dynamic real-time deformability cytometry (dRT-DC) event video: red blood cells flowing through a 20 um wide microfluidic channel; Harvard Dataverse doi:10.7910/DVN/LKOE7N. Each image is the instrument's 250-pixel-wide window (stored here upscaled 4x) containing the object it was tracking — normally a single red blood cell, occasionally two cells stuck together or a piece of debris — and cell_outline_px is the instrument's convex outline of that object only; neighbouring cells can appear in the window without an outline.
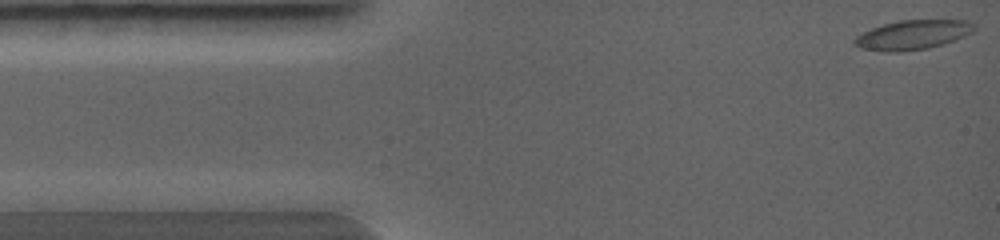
{"species": "common noctule bat (a hibernating species)", "species_latin": "Nyctalus noctula", "temperature_condition": "warm", "stored_images_in_passage": 30, "camera_frame_rate_fps": 5000, "um_per_image_px": 0.085, "animal": {"sex": "female", "body_mass_g": 19.0, "forearm_length_mm": 56.7}, "frame": {"image": 1, "passage_image": 1, "time_ms": 0.0, "image_size_px": [1000, 240], "cell_outline_px": [[976, 28], [972, 32], [964, 36], [944, 44], [928, 48], [900, 52], [884, 52], [860, 48], [852, 44], [852, 40], [856, 36], [872, 28], [884, 24], [900, 20], [968, 20], [976, 24]], "centroid_in_image_um": [77.58, 2.97], "position_along_channel_um": 7.4, "area_um2": 20.69}}
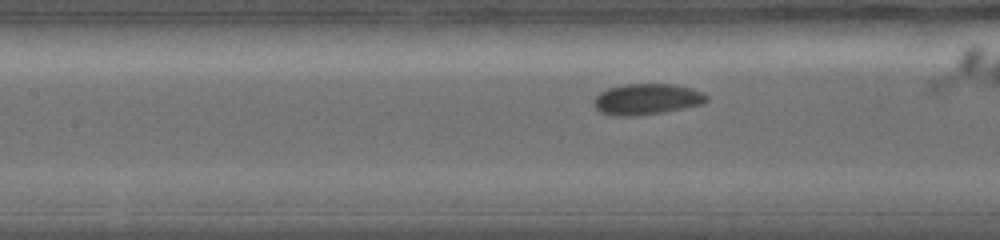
{"frame": {"image": 2, "passage_image": 15, "time_ms": 3.6, "image_size_px": [1000, 240], "cell_outline_px": [[708, 100], [700, 104], [664, 112], [632, 116], [612, 116], [600, 112], [592, 104], [592, 100], [600, 92], [608, 88], [624, 84], [676, 84], [692, 88], [704, 92], [708, 96]], "centroid_in_image_um": [54.95, 8.42], "position_along_channel_um": 152.5, "area_um2": 20.52}}
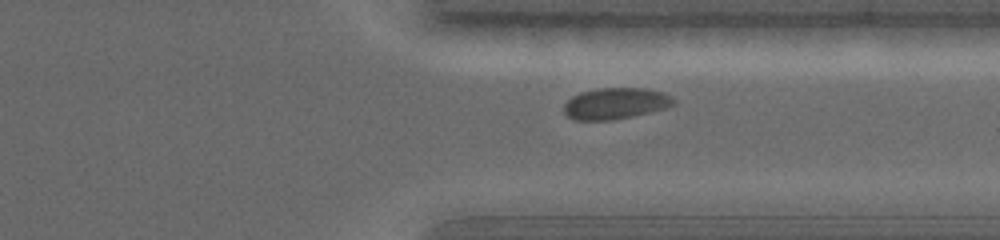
{"frame": {"image": 3, "passage_image": 28, "time_ms": 6.8, "image_size_px": [1000, 240], "cell_outline_px": [[676, 104], [664, 108], [636, 116], [612, 120], [576, 120], [568, 116], [564, 112], [564, 104], [572, 96], [580, 92], [600, 88], [644, 88], [664, 92], [672, 96], [676, 100]], "centroid_in_image_um": [52.35, 8.79], "position_along_channel_um": 359.0, "area_um2": 20.17}}